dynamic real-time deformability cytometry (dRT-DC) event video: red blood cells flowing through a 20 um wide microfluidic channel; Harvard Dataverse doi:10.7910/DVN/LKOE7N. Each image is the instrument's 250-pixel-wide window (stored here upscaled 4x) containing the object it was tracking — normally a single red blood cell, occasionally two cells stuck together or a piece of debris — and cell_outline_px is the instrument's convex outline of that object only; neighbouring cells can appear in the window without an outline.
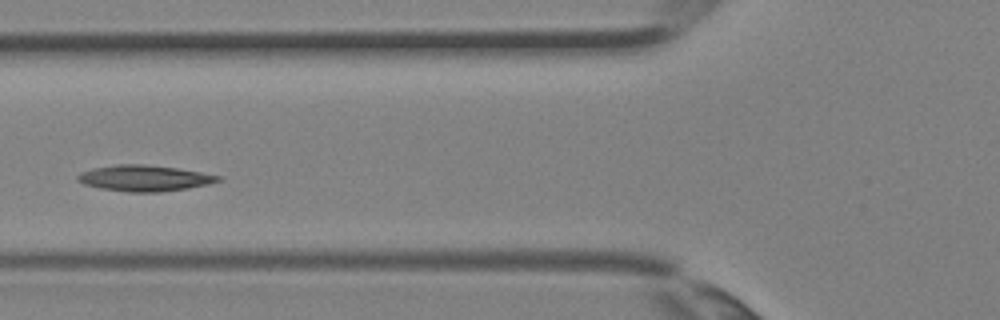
{"species": "Egyptian fruit bat (a non-hibernating species)", "species_latin": "Rousettus aegyptiacus", "temperature_condition": "room temperature", "stored_images_in_passage": 4, "camera_frame_rate_fps": 3000, "um_per_image_px": 0.085, "animal": {"sex": "female"}, "frame": {"image": 1, "passage_image": 4, "time_ms": 1.0, "image_size_px": [1000, 320], "cell_outline_px": [[224, 180], [208, 184], [188, 188], [160, 192], [128, 192], [100, 188], [84, 184], [76, 180], [76, 176], [80, 172], [96, 168], [116, 164], [144, 164], [176, 168], [200, 172], [220, 176]], "centroid_in_image_um": [12.27, 15.15], "position_along_channel_um": 113.5, "area_um2": 21.21}}